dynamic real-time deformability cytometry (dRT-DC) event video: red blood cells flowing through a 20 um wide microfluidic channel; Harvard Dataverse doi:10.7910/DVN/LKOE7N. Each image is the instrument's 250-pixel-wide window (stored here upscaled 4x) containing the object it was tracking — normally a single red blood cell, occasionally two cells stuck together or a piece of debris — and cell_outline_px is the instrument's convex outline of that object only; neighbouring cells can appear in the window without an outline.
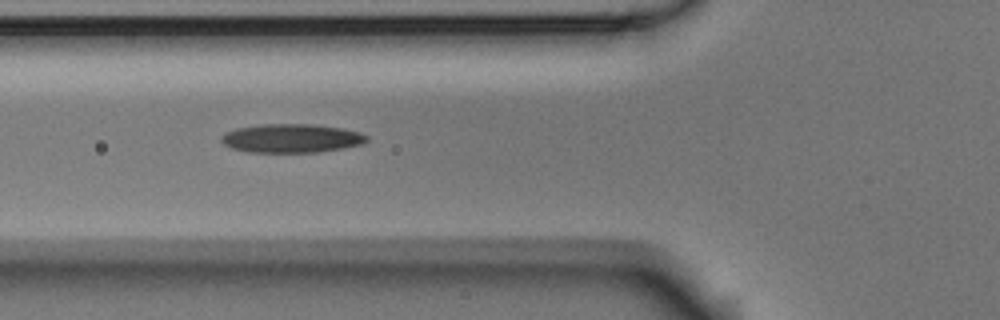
{"species": "Egyptian fruit bat (a non-hibernating species)", "species_latin": "Rousettus aegyptiacus", "temperature_condition": "room temperature", "stored_images_in_passage": 8, "camera_frame_rate_fps": 3000, "um_per_image_px": 0.085, "animal": {"sex": "male"}, "frame": {"image": 1, "passage_image": 6, "time_ms": 1.667, "image_size_px": [1000, 320], "cell_outline_px": [[368, 140], [364, 144], [344, 148], [316, 152], [248, 152], [232, 148], [224, 144], [220, 140], [220, 136], [224, 132], [236, 128], [260, 124], [312, 124], [344, 128], [360, 132], [368, 136]], "centroid_in_image_um": [24.78, 11.75], "position_along_channel_um": 101.0, "area_um2": 24.62}}
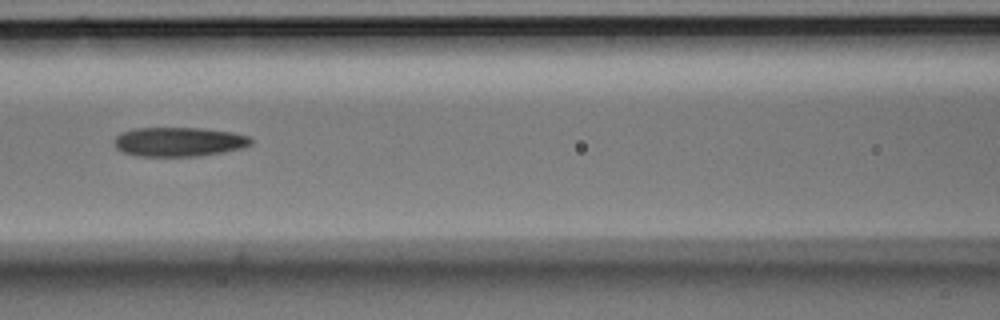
{"frame": {"image": 2, "passage_image": 7, "time_ms": 2.0, "image_size_px": [1000, 320], "cell_outline_px": [[252, 144], [244, 148], [224, 152], [196, 156], [136, 156], [124, 152], [116, 148], [116, 136], [124, 132], [136, 128], [200, 128], [232, 132], [248, 136], [252, 140]], "centroid_in_image_um": [15.25, 12.06], "position_along_channel_um": 151.3, "area_um2": 23.18}}
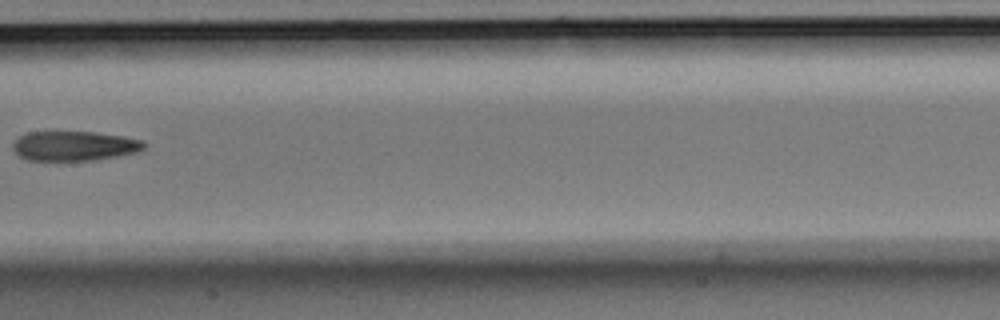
{"frame": {"image": 3, "passage_image": 8, "time_ms": 2.333, "image_size_px": [1000, 320], "cell_outline_px": [[148, 144], [144, 148], [136, 152], [96, 160], [28, 160], [20, 156], [12, 148], [12, 144], [20, 136], [28, 132], [92, 132], [124, 136], [144, 140]], "centroid_in_image_um": [6.35, 12.4], "position_along_channel_um": 201.1, "area_um2": 22.6}}